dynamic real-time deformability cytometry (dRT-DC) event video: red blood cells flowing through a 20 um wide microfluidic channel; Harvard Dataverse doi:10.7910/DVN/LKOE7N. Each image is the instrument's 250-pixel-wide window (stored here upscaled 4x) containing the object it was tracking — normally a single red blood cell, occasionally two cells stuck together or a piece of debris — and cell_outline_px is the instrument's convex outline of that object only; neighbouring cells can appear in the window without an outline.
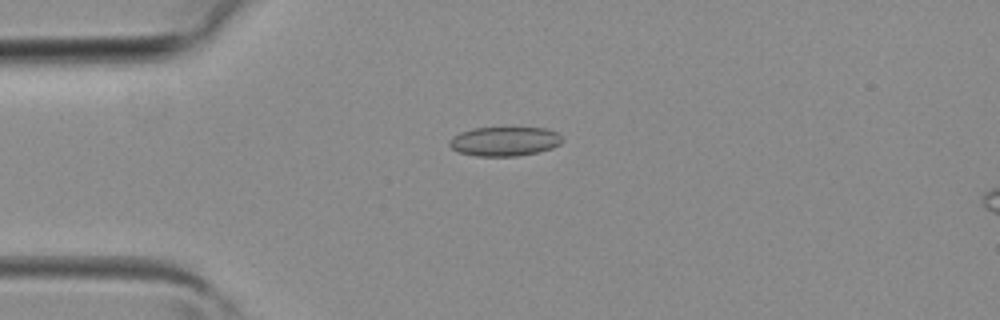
{"species": "common noctule bat (a hibernating species)", "species_latin": "Nyctalus noctula", "temperature_condition": "room temperature", "stored_images_in_passage": 2, "camera_frame_rate_fps": 3000, "um_per_image_px": 0.085, "animal": {"sex": "female", "body_mass_g": 19.3, "forearm_length_mm": 54.1}, "frame": {"image": 1, "passage_image": 1, "time_ms": 0.0, "image_size_px": [1000, 320], "cell_outline_px": [[564, 140], [560, 144], [552, 148], [536, 152], [516, 156], [476, 156], [460, 152], [452, 148], [448, 144], [448, 140], [452, 136], [460, 132], [472, 128], [548, 128], [556, 132]], "centroid_in_image_um": [42.87, 12.01], "position_along_channel_um": 42.1, "area_um2": 19.25}}